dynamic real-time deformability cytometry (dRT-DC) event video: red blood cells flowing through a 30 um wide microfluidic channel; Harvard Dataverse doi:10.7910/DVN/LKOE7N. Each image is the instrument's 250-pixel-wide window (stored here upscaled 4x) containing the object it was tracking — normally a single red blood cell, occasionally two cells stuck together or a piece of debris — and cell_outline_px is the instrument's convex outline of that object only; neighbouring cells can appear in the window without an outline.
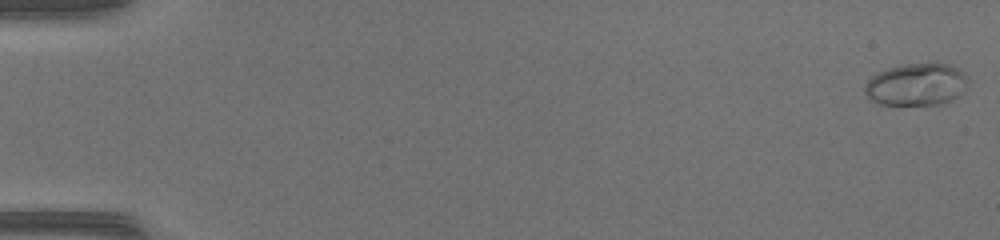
{"species": "common noctule bat (a hibernating species)", "species_latin": "Nyctalus noctula", "temperature_condition": "warm", "stored_images_in_passage": 50, "camera_frame_rate_fps": 3000, "um_per_image_px": 0.085, "animal": {"sex": "female", "body_mass_g": 17.0, "forearm_length_mm": 48.0}, "frame": {"image": 1, "passage_image": 1, "time_ms": 0.0, "image_size_px": [1000, 240], "cell_outline_px": [[968, 88], [960, 96], [952, 100], [940, 104], [880, 104], [872, 100], [864, 92], [864, 84], [876, 72], [888, 68], [904, 64], [952, 64], [964, 72], [968, 76]], "centroid_in_image_um": [77.94, 7.18], "position_along_channel_um": 7.1, "area_um2": 25.66}}
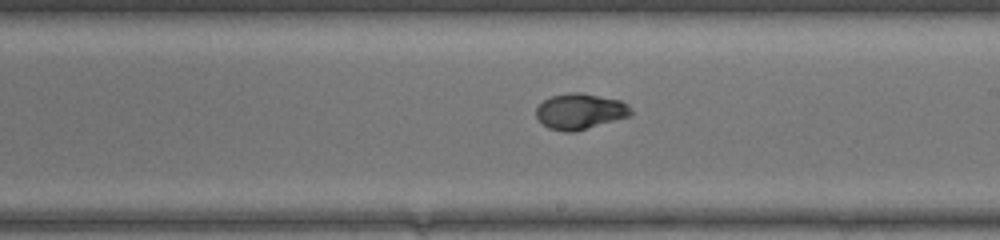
{"frame": {"image": 2, "passage_image": 30, "time_ms": 9.667, "image_size_px": [1000, 240], "cell_outline_px": [[632, 112], [628, 116], [576, 132], [564, 132], [548, 128], [536, 116], [536, 108], [544, 100], [552, 96], [572, 92], [580, 92], [620, 100], [628, 104], [632, 108]], "centroid_in_image_um": [49.31, 9.47], "position_along_channel_um": 239.7, "area_um2": 19.65}}
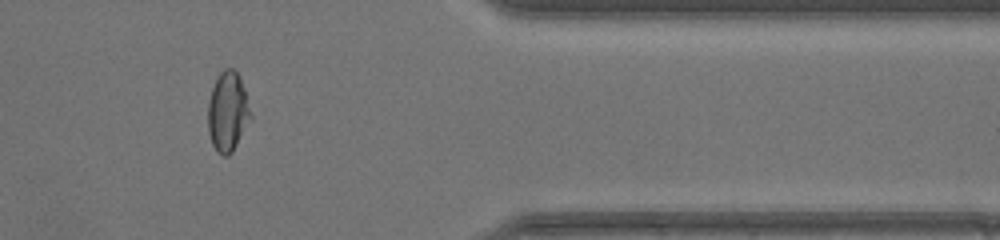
{"frame": {"image": 3, "passage_image": 42, "time_ms": 13.667, "image_size_px": [1000, 240], "cell_outline_px": [[252, 116], [232, 152], [228, 156], [224, 156], [216, 152], [212, 144], [208, 132], [208, 100], [212, 88], [220, 72], [224, 68], [232, 68], [236, 72], [244, 88]], "centroid_in_image_um": [19.34, 9.52], "position_along_channel_um": 392.1, "area_um2": 19.65}}